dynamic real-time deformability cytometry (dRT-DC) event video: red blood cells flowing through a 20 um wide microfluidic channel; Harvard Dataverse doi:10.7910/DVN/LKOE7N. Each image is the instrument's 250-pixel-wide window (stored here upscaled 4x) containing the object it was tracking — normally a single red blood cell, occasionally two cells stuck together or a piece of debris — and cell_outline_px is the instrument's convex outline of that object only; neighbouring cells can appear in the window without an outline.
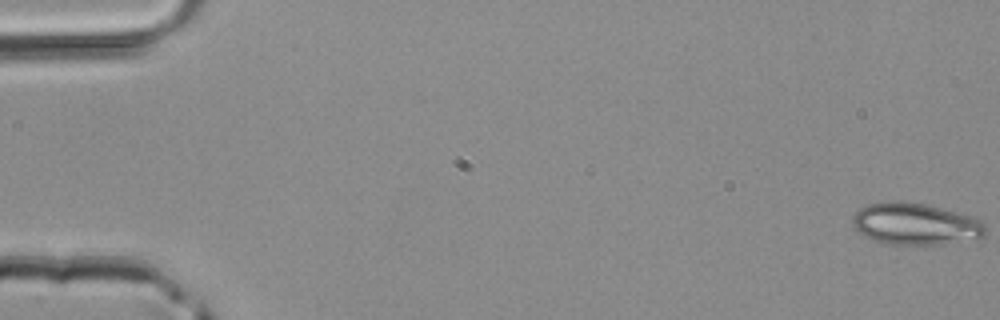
{"species": "common noctule bat (a hibernating species)", "species_latin": "Nyctalus noctula", "temperature_condition": "room temperature", "stored_images_in_passage": 8, "camera_frame_rate_fps": 3000, "um_per_image_px": 0.085, "animal": {"sex": "male", "body_mass_g": 20.4}, "frame": {"image": 1, "passage_image": 1, "time_ms": 0.0, "image_size_px": [1000, 320], "cell_outline_px": [[984, 236], [944, 244], [892, 244], [872, 240], [864, 236], [852, 224], [852, 216], [860, 208], [868, 204], [892, 200], [904, 200], [924, 204], [972, 216], [980, 220], [984, 224]], "centroid_in_image_um": [77.76, 19.02], "position_along_channel_um": 7.2, "area_um2": 32.14}}